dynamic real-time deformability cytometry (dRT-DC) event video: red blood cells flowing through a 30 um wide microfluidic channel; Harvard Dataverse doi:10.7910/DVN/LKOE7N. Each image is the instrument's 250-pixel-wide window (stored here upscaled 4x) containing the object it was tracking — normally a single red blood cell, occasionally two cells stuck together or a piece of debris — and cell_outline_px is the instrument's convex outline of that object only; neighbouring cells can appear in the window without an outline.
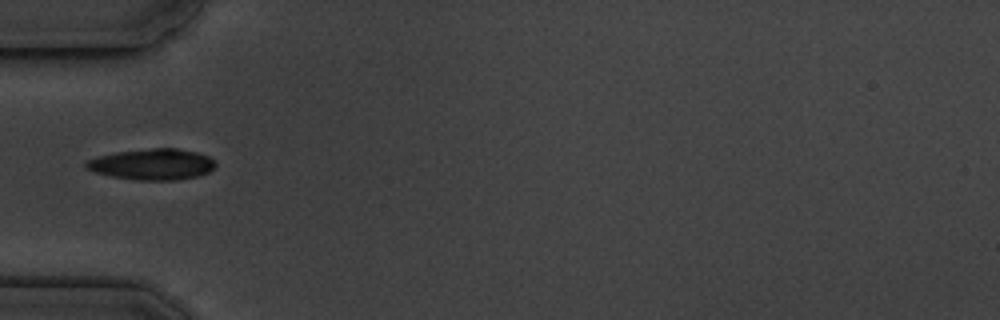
{"species": "common noctule bat (a hibernating species)", "species_latin": "Nyctalus noctula", "temperature_condition": "cold", "stored_images_in_passage": 17, "camera_frame_rate_fps": 3000, "um_per_image_px": 0.085, "animal": {"sex": "male", "body_mass_g": 19.5, "forearm_length_mm": 54.6}, "frame": {"image": 1, "passage_image": 6, "time_ms": 5.667, "image_size_px": [1000, 320], "cell_outline_px": [[216, 164], [208, 172], [196, 176], [176, 180], [140, 180], [112, 176], [96, 172], [84, 168], [84, 164], [88, 160], [100, 156], [116, 152], [152, 148], [176, 148], [196, 152], [208, 156]], "centroid_in_image_um": [12.93, 13.96], "position_along_channel_um": 72.1, "area_um2": 23.06}}
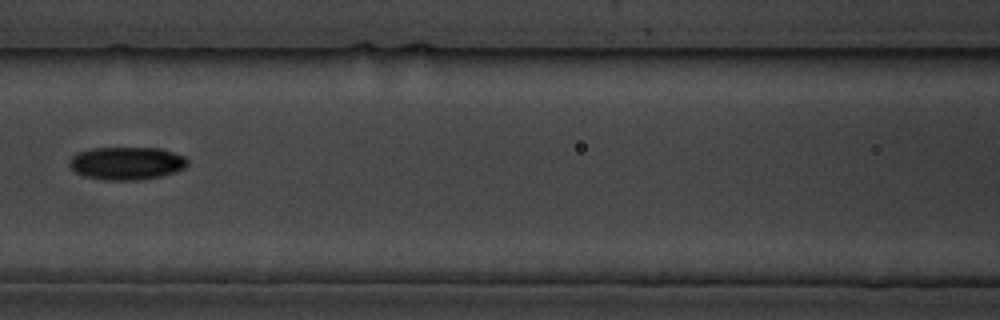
{"frame": {"image": 2, "passage_image": 8, "time_ms": 8.0, "image_size_px": [1000, 320], "cell_outline_px": [[188, 164], [184, 168], [160, 176], [136, 180], [104, 180], [84, 176], [76, 172], [68, 164], [68, 160], [76, 152], [92, 148], [160, 148], [184, 156], [188, 160]], "centroid_in_image_um": [10.72, 13.87], "position_along_channel_um": 155.9, "area_um2": 22.6}}
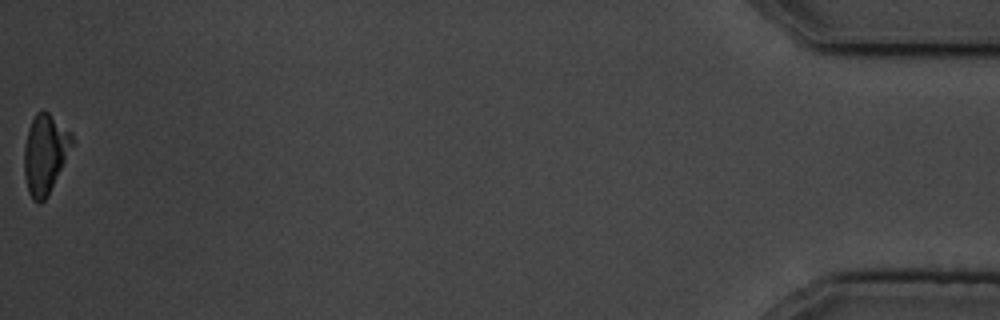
{"frame": {"image": 3, "passage_image": 17, "time_ms": 18.333, "image_size_px": [1000, 320], "cell_outline_px": [[72, 144], [48, 196], [40, 204], [32, 200], [28, 192], [24, 176], [24, 148], [28, 128], [36, 112], [44, 108], [72, 132]], "centroid_in_image_um": [3.8, 13.06], "position_along_channel_um": 431.4, "area_um2": 22.14}, "authors_computed_cell_mechanics": {"area_um2": 23.2934, "velocity_mm_per_s": 3.5706, "shape_relaxation_time_tau1_ms": 1.201, "shape_relaxation_time_tau2_ms": null, "deformation_change_tau1": 0.0446, "deformation_change_tau2": null}}